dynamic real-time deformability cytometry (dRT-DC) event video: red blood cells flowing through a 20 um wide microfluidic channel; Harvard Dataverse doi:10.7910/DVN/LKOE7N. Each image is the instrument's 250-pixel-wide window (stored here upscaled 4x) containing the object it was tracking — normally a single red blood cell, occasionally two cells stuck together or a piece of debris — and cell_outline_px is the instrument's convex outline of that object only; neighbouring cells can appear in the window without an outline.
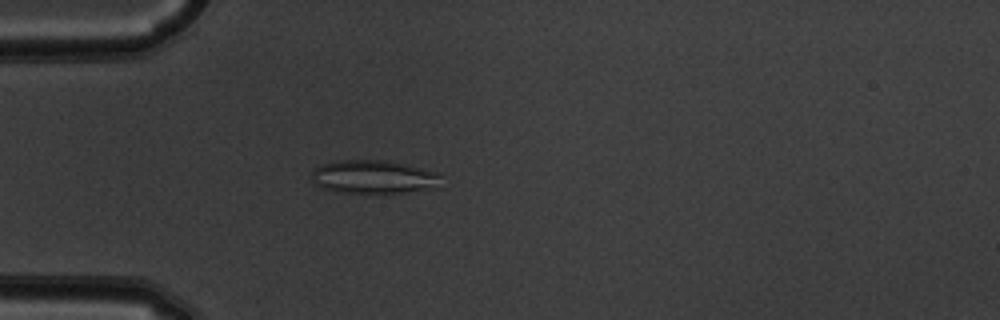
{"species": "common noctule bat (a hibernating species)", "species_latin": "Nyctalus noctula", "temperature_condition": "warm", "stored_images_in_passage": 48, "camera_frame_rate_fps": 3000, "um_per_image_px": 0.085, "animal": {"sex": "male", "body_mass_g": 19.5, "forearm_length_mm": 54.6}, "frame": {"image": 1, "passage_image": 11, "time_ms": 3.333, "image_size_px": [1000, 320], "cell_outline_px": [[440, 176], [436, 188], [404, 192], [344, 192], [324, 188], [312, 184], [308, 176], [320, 164], [336, 160], [384, 160], [408, 164], [440, 172]], "centroid_in_image_um": [31.72, 15.01], "position_along_channel_um": 53.3, "area_um2": 25.32}}
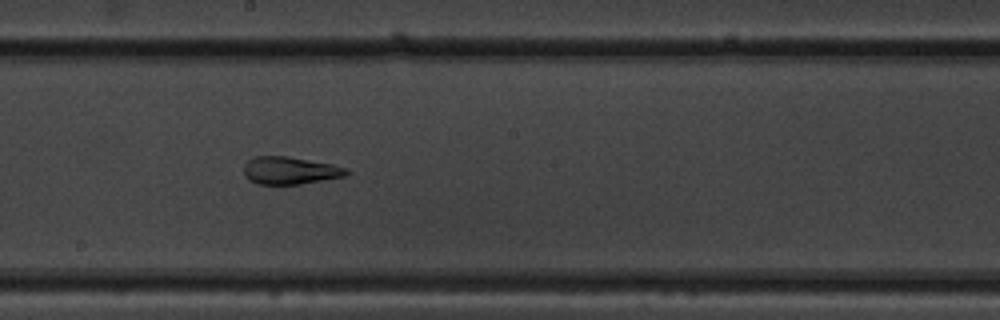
{"frame": {"image": 2, "passage_image": 25, "time_ms": 8.0, "image_size_px": [1000, 320], "cell_outline_px": [[352, 172], [344, 176], [300, 184], [256, 184], [248, 180], [244, 176], [244, 164], [248, 160], [256, 156], [288, 156], [332, 164], [348, 168]], "centroid_in_image_um": [24.64, 14.49], "position_along_channel_um": 223.6, "area_um2": 16.59}}
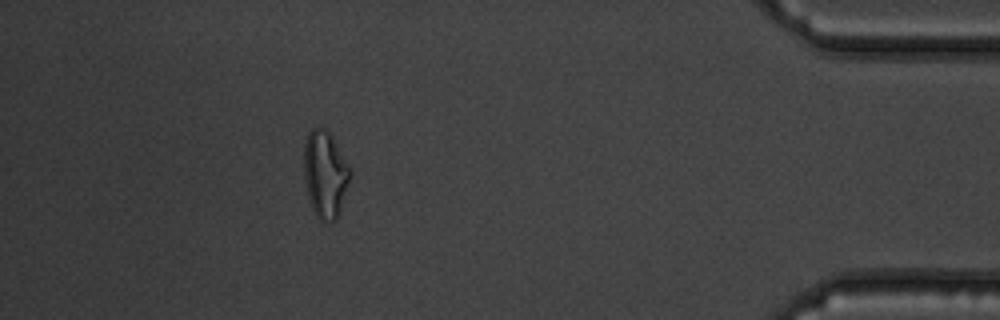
{"frame": {"image": 3, "passage_image": 43, "time_ms": 14.0, "image_size_px": [1000, 320], "cell_outline_px": [[352, 172], [340, 216], [332, 224], [320, 220], [316, 216], [312, 208], [308, 196], [304, 176], [304, 144], [308, 132], [312, 128], [324, 128], [332, 136], [352, 168]], "centroid_in_image_um": [27.67, 14.85], "position_along_channel_um": 407.5, "area_um2": 23.99}, "authors_computed_cell_mechanics": {"area_um2": 21.1259, "velocity_mm_per_s": 3.8594, "shape_relaxation_time_tau1_ms": null, "shape_relaxation_time_tau2_ms": 1.6138, "deformation_change_tau1": null, "deformation_change_tau2": 0.0937}}